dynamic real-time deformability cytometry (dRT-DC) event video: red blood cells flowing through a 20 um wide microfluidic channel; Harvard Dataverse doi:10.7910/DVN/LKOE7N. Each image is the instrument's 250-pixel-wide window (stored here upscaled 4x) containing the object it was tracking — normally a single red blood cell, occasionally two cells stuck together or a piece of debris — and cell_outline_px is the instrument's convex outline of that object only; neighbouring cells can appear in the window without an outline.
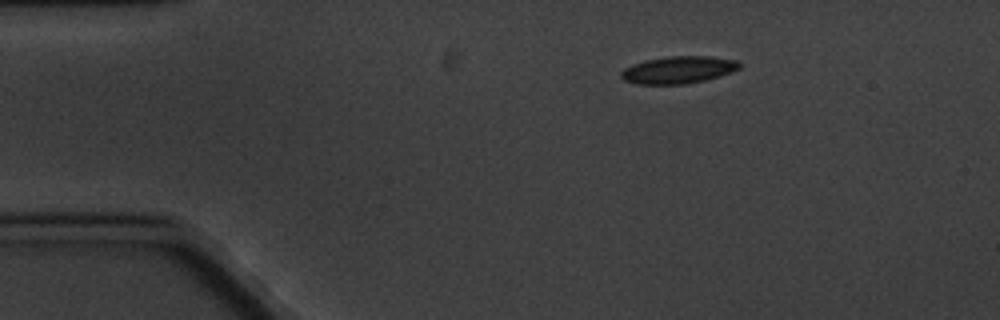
{"species": "common noctule bat (a hibernating species)", "species_latin": "Nyctalus noctula", "temperature_condition": "cold", "stored_images_in_passage": 3, "camera_frame_rate_fps": 3000, "um_per_image_px": 0.085, "animal": {"sex": "male", "body_mass_g": 20.1, "forearm_length_mm": 53.5}, "frame": {"image": 1, "passage_image": 1, "time_ms": 0.0, "image_size_px": [1000, 320], "cell_outline_px": [[740, 68], [732, 72], [720, 76], [704, 80], [684, 84], [636, 84], [624, 80], [620, 76], [620, 72], [624, 68], [632, 64], [644, 60], [668, 56], [712, 56], [736, 60], [740, 64]], "centroid_in_image_um": [57.64, 5.93], "position_along_channel_um": 27.4, "area_um2": 18.9}}